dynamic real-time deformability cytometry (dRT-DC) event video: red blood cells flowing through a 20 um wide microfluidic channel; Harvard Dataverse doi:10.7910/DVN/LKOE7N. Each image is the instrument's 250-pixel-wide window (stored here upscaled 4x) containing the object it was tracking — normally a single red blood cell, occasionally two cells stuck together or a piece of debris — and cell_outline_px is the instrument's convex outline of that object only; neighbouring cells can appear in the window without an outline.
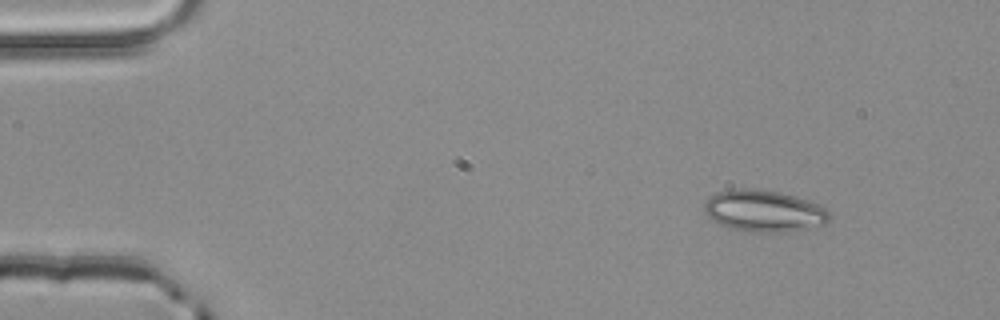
{"species": "common noctule bat (a hibernating species)", "species_latin": "Nyctalus noctula", "temperature_condition": "room temperature", "stored_images_in_passage": 3, "camera_frame_rate_fps": 3000, "um_per_image_px": 0.085, "animal": {"sex": "male", "body_mass_g": 20.4}, "frame": {"image": 1, "passage_image": 3, "time_ms": 0.667, "image_size_px": [1000, 320], "cell_outline_px": [[832, 216], [824, 224], [788, 232], [752, 232], [720, 224], [712, 220], [704, 212], [704, 204], [716, 192], [732, 188], [752, 188], [780, 192], [796, 196], [816, 204], [824, 208]], "centroid_in_image_um": [64.92, 17.92], "position_along_channel_um": 20.1, "area_um2": 30.17}}